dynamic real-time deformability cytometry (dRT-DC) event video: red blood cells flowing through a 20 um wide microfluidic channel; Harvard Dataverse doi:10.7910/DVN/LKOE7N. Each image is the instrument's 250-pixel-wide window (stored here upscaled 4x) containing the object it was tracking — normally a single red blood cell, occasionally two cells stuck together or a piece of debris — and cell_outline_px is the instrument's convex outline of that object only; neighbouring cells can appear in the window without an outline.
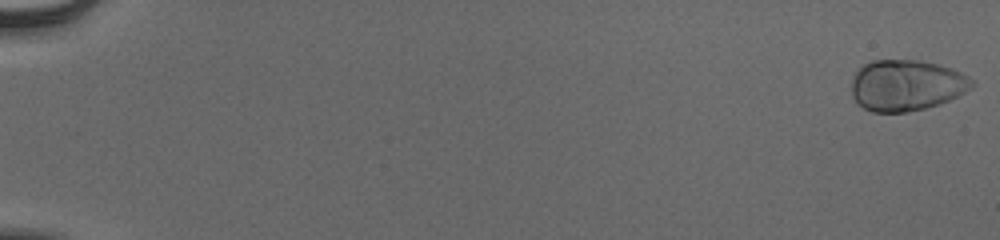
{"species": "human", "species_latin": "Homo sapiens", "temperature_condition": "cold", "stored_images_in_passage": 56, "camera_frame_rate_fps": 3000, "um_per_image_px": 0.085, "donor": {"sex": "male"}, "frame": {"image": 1, "passage_image": 1, "time_ms": 0.0, "image_size_px": [1000, 240], "cell_outline_px": [[976, 84], [972, 88], [940, 104], [908, 112], [872, 112], [864, 108], [852, 96], [852, 80], [856, 72], [864, 64], [872, 60], [916, 60], [940, 64], [960, 72], [976, 80]], "centroid_in_image_um": [77.07, 7.24], "position_along_channel_um": 7.9, "area_um2": 35.84}}
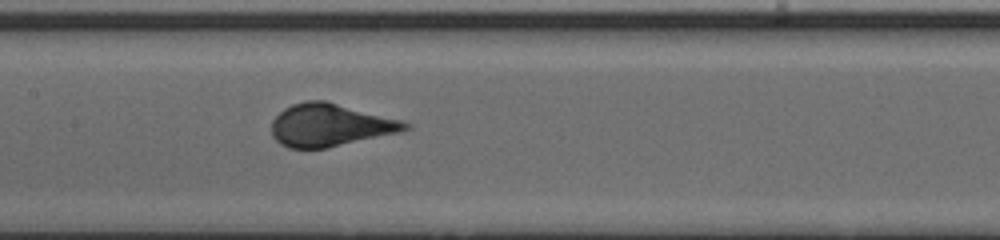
{"frame": {"image": 2, "passage_image": 30, "time_ms": 9.667, "image_size_px": [1000, 240], "cell_outline_px": [[412, 128], [400, 132], [324, 148], [288, 148], [280, 144], [272, 136], [272, 120], [284, 108], [292, 104], [304, 100], [324, 100], [404, 120]], "centroid_in_image_um": [28.05, 10.62], "position_along_channel_um": 179.3, "area_um2": 33.12}}
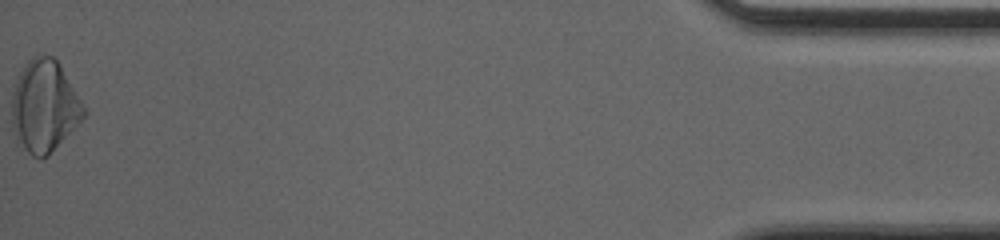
{"frame": {"image": 3, "passage_image": 56, "time_ms": 18.333, "image_size_px": [1000, 240], "cell_outline_px": [[88, 112], [48, 156], [40, 160], [32, 156], [16, 140], [12, 132], [12, 96], [16, 80], [24, 64], [32, 56], [52, 56], [60, 64], [84, 104]], "centroid_in_image_um": [3.76, 9.04], "position_along_channel_um": 431.4, "area_um2": 38.61}}